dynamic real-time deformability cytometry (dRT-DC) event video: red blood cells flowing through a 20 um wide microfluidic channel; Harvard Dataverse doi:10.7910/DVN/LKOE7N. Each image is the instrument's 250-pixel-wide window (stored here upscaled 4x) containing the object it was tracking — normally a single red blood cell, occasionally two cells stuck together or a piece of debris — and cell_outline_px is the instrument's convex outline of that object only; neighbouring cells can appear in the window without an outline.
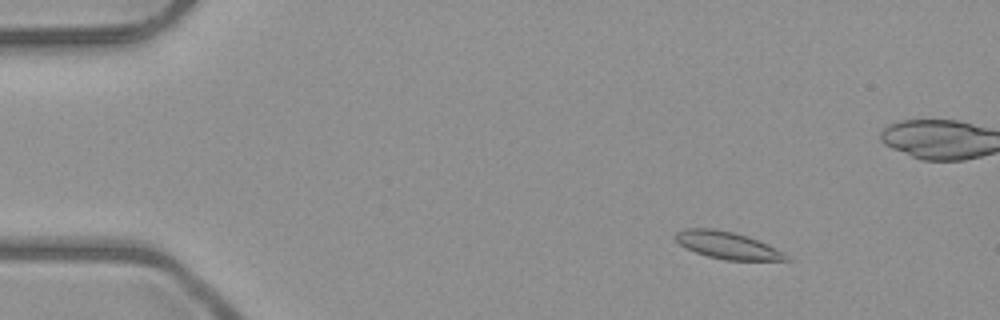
{"species": "common noctule bat (a hibernating species)", "species_latin": "Nyctalus noctula", "temperature_condition": "room temperature", "stored_images_in_passage": 6, "camera_frame_rate_fps": 3000, "um_per_image_px": 0.085, "animal": {"sex": "male", "body_mass_g": 23.1, "forearm_length_mm": 52.7}, "frame": {"image": 1, "passage_image": 3, "time_ms": 2.333, "image_size_px": [1000, 320], "cell_outline_px": [[792, 260], [724, 260], [708, 256], [696, 252], [680, 244], [676, 240], [676, 232], [684, 228], [712, 228], [732, 232], [748, 236], [768, 244], [784, 252]], "centroid_in_image_um": [61.86, 20.84], "position_along_channel_um": 23.1, "area_um2": 17.4}}